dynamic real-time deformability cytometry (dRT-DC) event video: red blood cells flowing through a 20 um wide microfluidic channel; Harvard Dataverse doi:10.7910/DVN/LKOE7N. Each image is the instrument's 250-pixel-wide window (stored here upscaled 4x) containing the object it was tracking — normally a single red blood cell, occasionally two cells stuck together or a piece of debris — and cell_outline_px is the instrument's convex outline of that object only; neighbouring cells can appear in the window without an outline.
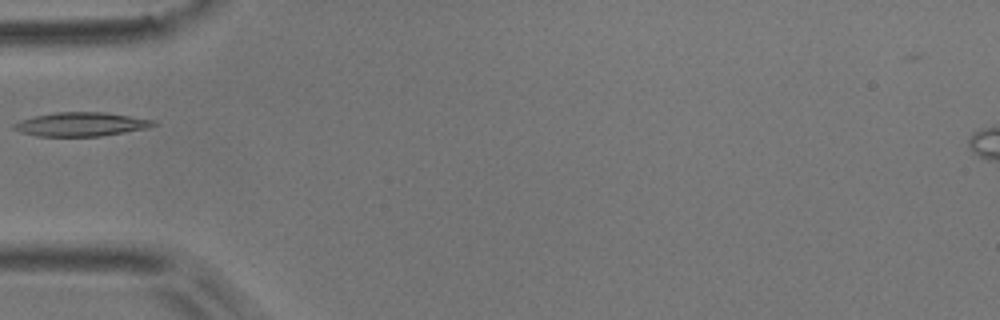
{"species": "common noctule bat (a hibernating species)", "species_latin": "Nyctalus noctula", "temperature_condition": "room temperature", "stored_images_in_passage": 5, "camera_frame_rate_fps": 3000, "um_per_image_px": 0.085, "animal": {"sex": "male", "body_mass_g": 17.9}, "frame": {"image": 1, "passage_image": 4, "time_ms": 1.0, "image_size_px": [1000, 320], "cell_outline_px": [[156, 124], [148, 128], [100, 136], [36, 136], [20, 132], [12, 128], [12, 124], [20, 120], [36, 116], [56, 112], [100, 112], [156, 120]], "centroid_in_image_um": [6.86, 10.57], "position_along_channel_um": 78.1, "area_um2": 19.25}}
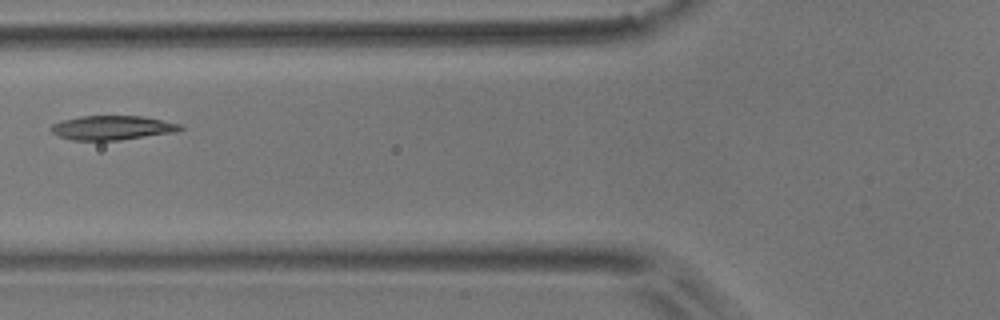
{"frame": {"image": 2, "passage_image": 5, "time_ms": 1.333, "image_size_px": [1000, 320], "cell_outline_px": [[184, 128], [176, 132], [120, 140], [72, 140], [60, 136], [52, 132], [48, 128], [52, 124], [64, 120], [80, 116], [140, 116], [180, 124]], "centroid_in_image_um": [9.52, 10.86], "position_along_channel_um": 116.3, "area_um2": 18.09}}